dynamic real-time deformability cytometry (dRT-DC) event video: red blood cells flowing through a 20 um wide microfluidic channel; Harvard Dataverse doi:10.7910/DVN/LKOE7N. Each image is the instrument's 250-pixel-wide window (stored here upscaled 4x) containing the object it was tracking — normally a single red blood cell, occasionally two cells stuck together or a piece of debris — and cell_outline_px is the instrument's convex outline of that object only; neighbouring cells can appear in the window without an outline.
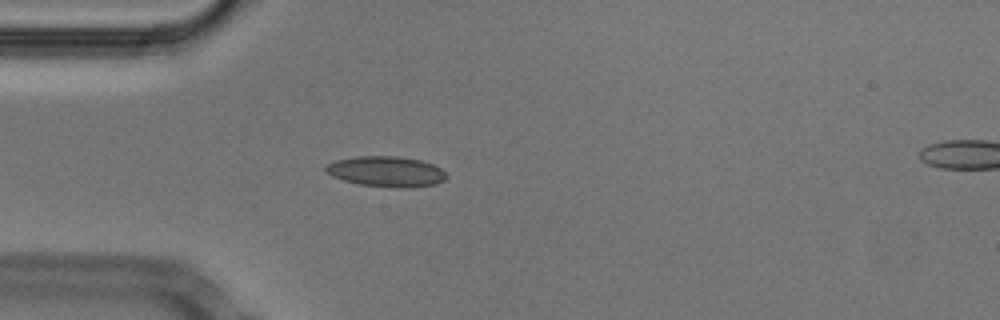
{"species": "Egyptian fruit bat (a non-hibernating species)", "species_latin": "Rousettus aegyptiacus", "temperature_condition": "cold", "stored_images_in_passage": 46, "camera_frame_rate_fps": 3000, "um_per_image_px": 0.085, "animal": {"sex": "male"}, "frame": {"image": 1, "passage_image": 8, "time_ms": 2.333, "image_size_px": [1000, 320], "cell_outline_px": [[448, 176], [444, 180], [436, 184], [404, 188], [396, 188], [360, 184], [344, 180], [332, 176], [324, 168], [328, 164], [336, 160], [356, 156], [396, 156], [420, 160], [432, 164], [440, 168]], "centroid_in_image_um": [32.84, 14.58], "position_along_channel_um": 52.2, "area_um2": 21.27}}
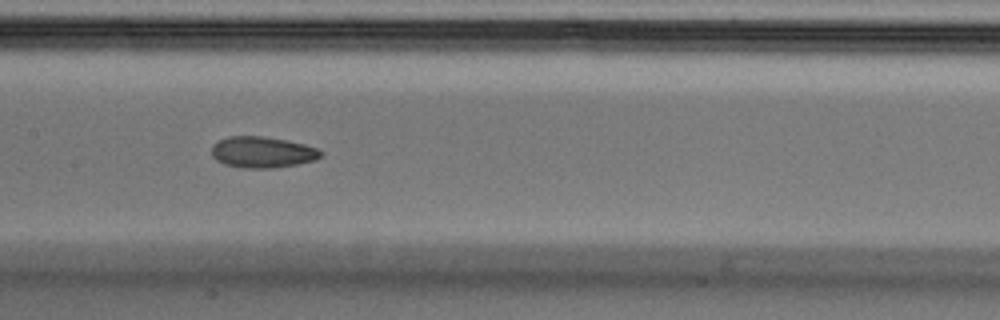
{"frame": {"image": 2, "passage_image": 19, "time_ms": 6.0, "image_size_px": [1000, 320], "cell_outline_px": [[324, 156], [316, 160], [296, 164], [272, 168], [240, 168], [224, 164], [216, 160], [212, 156], [212, 144], [228, 136], [264, 136], [288, 140], [304, 144], [316, 148], [324, 152]], "centroid_in_image_um": [22.32, 12.93], "position_along_channel_um": 185.1, "area_um2": 20.06}}
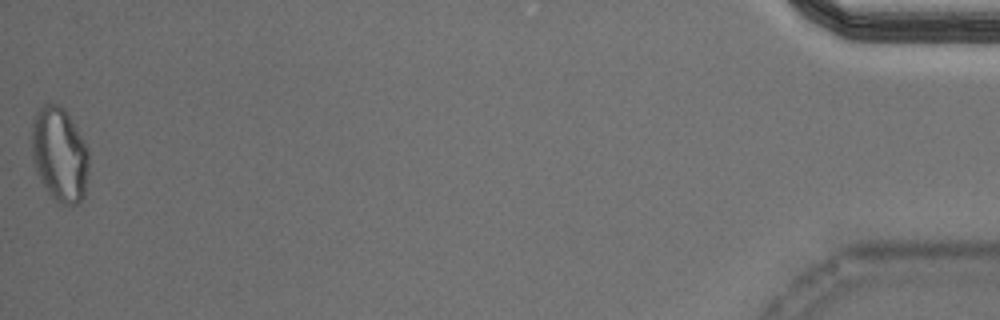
{"frame": {"image": 3, "passage_image": 46, "time_ms": 15.0, "image_size_px": [1000, 320], "cell_outline_px": [[88, 172], [84, 196], [76, 204], [64, 204], [56, 200], [48, 192], [40, 180], [36, 172], [32, 160], [32, 120], [36, 112], [44, 104], [60, 104], [68, 112], [84, 140], [88, 148]], "centroid_in_image_um": [5.06, 13.09], "position_along_channel_um": 430.1, "area_um2": 31.62}, "authors_computed_cell_mechanics": {"area_um2": 20.4034, "velocity_mm_per_s": 3.7909, "shape_relaxation_time_tau1_ms": null, "shape_relaxation_time_tau2_ms": 2.3262, "deformation_change_tau1": null, "deformation_change_tau2": 0.0683}}